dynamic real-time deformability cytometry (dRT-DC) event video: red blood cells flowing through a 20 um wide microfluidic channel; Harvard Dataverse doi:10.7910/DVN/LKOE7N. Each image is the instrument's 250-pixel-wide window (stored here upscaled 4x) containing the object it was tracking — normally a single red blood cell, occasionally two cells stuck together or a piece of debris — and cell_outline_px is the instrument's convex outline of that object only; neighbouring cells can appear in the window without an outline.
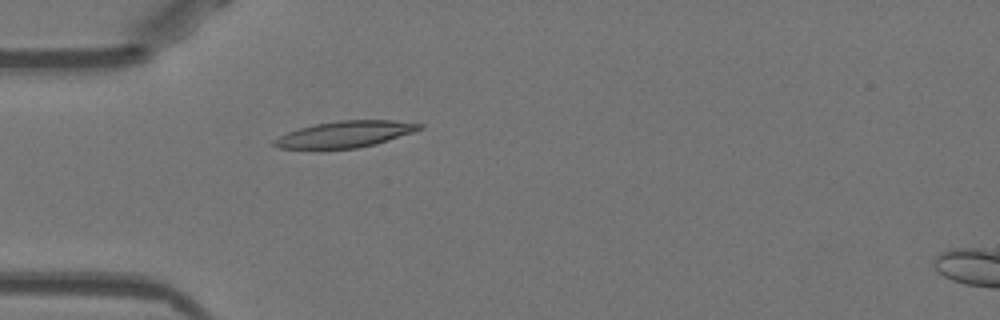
{"species": "Egyptian fruit bat (a non-hibernating species)", "species_latin": "Rousettus aegyptiacus", "temperature_condition": "warm", "stored_images_in_passage": 37, "camera_frame_rate_fps": 3000, "um_per_image_px": 0.085, "animal": {"sex": "female"}, "frame": {"image": 1, "passage_image": 1, "time_ms": 0.0, "image_size_px": [1000, 320], "cell_outline_px": [[424, 128], [376, 144], [356, 148], [320, 152], [316, 152], [276, 148], [272, 144], [272, 140], [288, 132], [300, 128], [316, 124], [340, 120], [392, 120], [424, 124]], "centroid_in_image_um": [29.22, 11.47], "position_along_channel_um": 55.8, "area_um2": 23.24}}
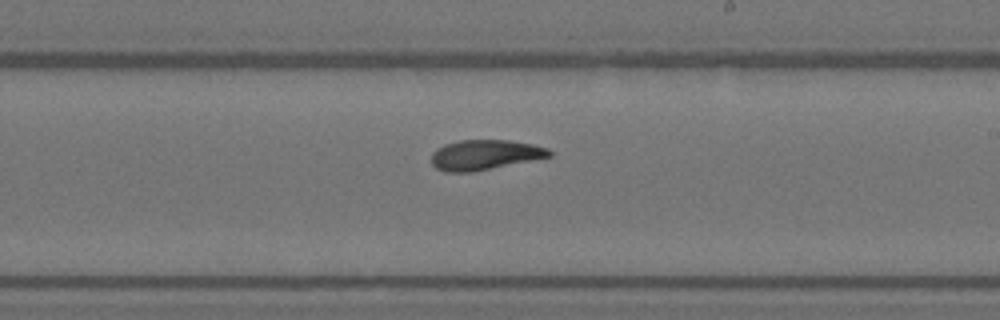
{"frame": {"image": 2, "passage_image": 16, "time_ms": 5.0, "image_size_px": [1000, 320], "cell_outline_px": [[552, 156], [472, 172], [444, 172], [436, 168], [432, 164], [432, 152], [436, 148], [444, 144], [460, 140], [508, 140], [532, 144], [548, 148], [552, 152]], "centroid_in_image_um": [41.18, 13.16], "position_along_channel_um": 247.8, "area_um2": 20.63}}
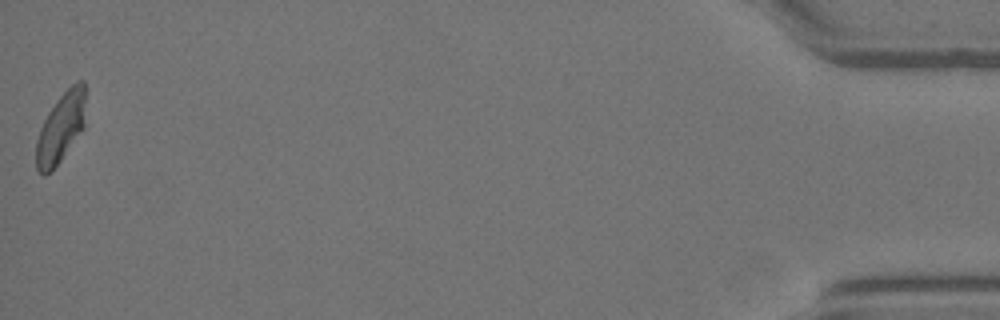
{"frame": {"image": 3, "passage_image": 37, "time_ms": 12.0, "image_size_px": [1000, 320], "cell_outline_px": [[84, 128], [52, 172], [44, 176], [36, 168], [36, 140], [40, 128], [48, 112], [56, 100], [76, 80], [84, 80]], "centroid_in_image_um": [5.15, 10.88], "position_along_channel_um": 430.1, "area_um2": 20.11}, "authors_computed_cell_mechanics": {"area_um2": 20.5768, "velocity_mm_per_s": 3.9596, "shape_relaxation_time_tau1_ms": 6.6618, "shape_relaxation_time_tau2_ms": 2.3252, "deformation_change_tau1": 0.2013, "deformation_change_tau2": 0.0856}}